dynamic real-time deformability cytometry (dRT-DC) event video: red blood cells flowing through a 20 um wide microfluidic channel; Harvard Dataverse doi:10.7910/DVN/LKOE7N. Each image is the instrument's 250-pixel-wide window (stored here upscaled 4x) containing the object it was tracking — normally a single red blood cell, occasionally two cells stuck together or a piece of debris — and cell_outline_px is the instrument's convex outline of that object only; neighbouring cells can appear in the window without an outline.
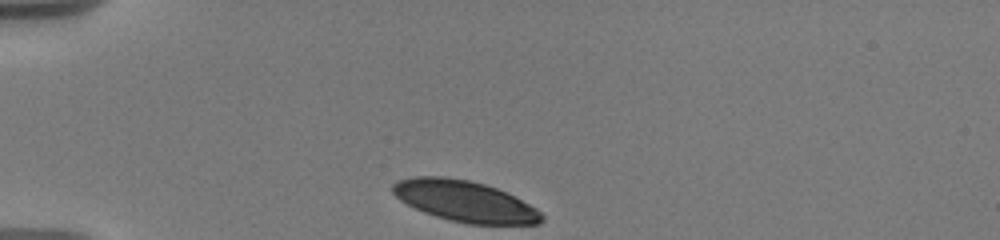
{"species": "human", "species_latin": "Homo sapiens", "temperature_condition": "warm", "stored_images_in_passage": 31, "camera_frame_rate_fps": 3000, "um_per_image_px": 0.085, "donor": {"sex": "male"}, "frame": {"image": 1, "passage_image": 1, "time_ms": 0.0, "image_size_px": [1000, 240], "cell_outline_px": [[544, 220], [540, 224], [468, 224], [436, 216], [424, 212], [400, 200], [392, 192], [392, 184], [396, 180], [416, 176], [444, 176], [468, 180], [484, 184], [496, 188], [536, 208], [544, 216]], "centroid_in_image_um": [39.49, 17.1], "position_along_channel_um": 45.5, "area_um2": 35.32}}
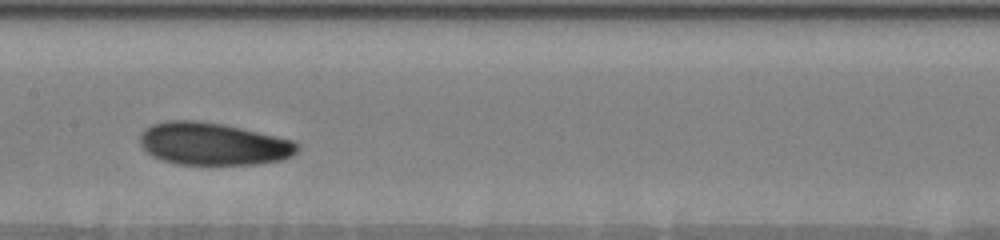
{"frame": {"image": 2, "passage_image": 15, "time_ms": 5.0, "image_size_px": [1000, 240], "cell_outline_px": [[300, 148], [292, 156], [284, 160], [256, 164], [176, 164], [152, 156], [140, 144], [140, 136], [144, 128], [152, 124], [168, 120], [196, 120], [224, 124], [276, 136], [292, 140], [300, 144]], "centroid_in_image_um": [18.13, 12.22], "position_along_channel_um": 189.3, "area_um2": 39.07}}
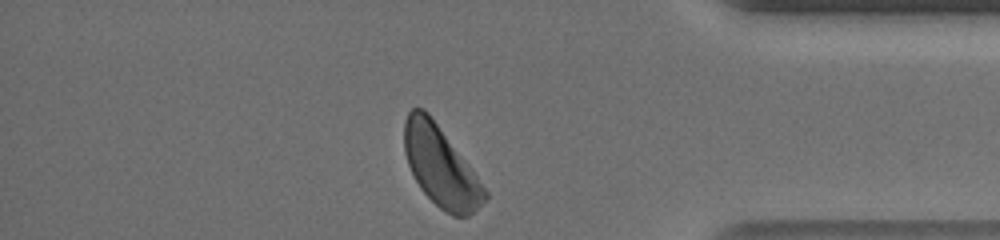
{"frame": {"image": 3, "passage_image": 31, "time_ms": 11.333, "image_size_px": [1000, 240], "cell_outline_px": [[488, 196], [468, 216], [452, 216], [440, 208], [420, 188], [408, 164], [404, 152], [404, 120], [408, 112], [412, 108], [424, 108], [428, 112], [488, 192]], "centroid_in_image_um": [37.41, 14.13], "position_along_channel_um": 397.8, "area_um2": 36.59}, "authors_computed_cell_mechanics": {"area_um2": 38.3214, "velocity_mm_per_s": 3.5895, "shape_relaxation_time_tau1_ms": 3.189, "shape_relaxation_time_tau2_ms": null, "deformation_change_tau1": 0.0992, "deformation_change_tau2": null}}